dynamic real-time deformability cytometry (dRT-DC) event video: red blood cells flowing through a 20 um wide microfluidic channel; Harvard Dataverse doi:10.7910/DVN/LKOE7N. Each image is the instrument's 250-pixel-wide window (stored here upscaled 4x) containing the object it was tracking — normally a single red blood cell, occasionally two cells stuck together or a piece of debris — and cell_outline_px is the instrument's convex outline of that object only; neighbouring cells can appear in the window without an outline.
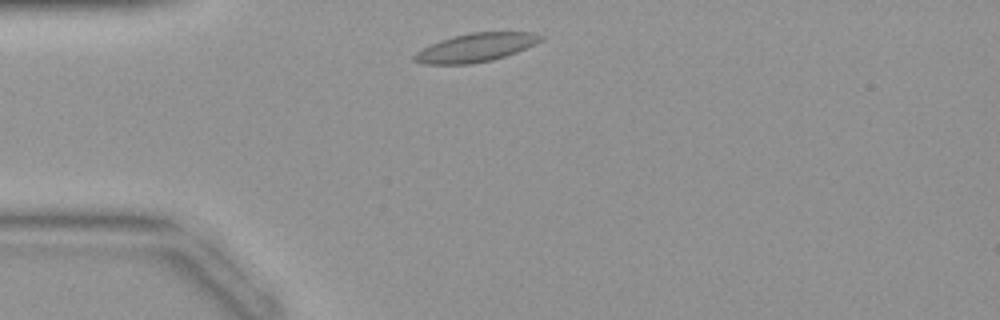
{"species": "common noctule bat (a hibernating species)", "species_latin": "Nyctalus noctula", "temperature_condition": "warm", "stored_images_in_passage": 34, "camera_frame_rate_fps": 3000, "um_per_image_px": 0.085, "animal": {"sex": "female", "body_mass_g": 19.9}, "frame": {"image": 1, "passage_image": 2, "time_ms": 0.333, "image_size_px": [1000, 320], "cell_outline_px": [[544, 36], [536, 44], [516, 52], [492, 60], [472, 64], [424, 64], [412, 60], [412, 56], [416, 52], [440, 40], [452, 36], [472, 32], [532, 32]], "centroid_in_image_um": [40.42, 4.04], "position_along_channel_um": 44.6, "area_um2": 20.92}}
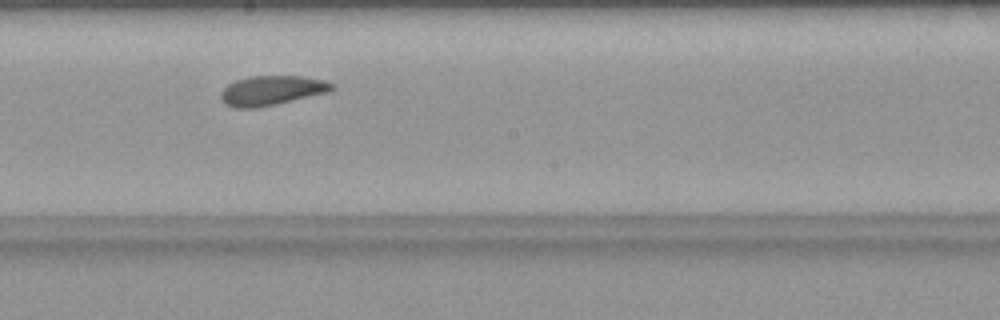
{"frame": {"image": 2, "passage_image": 15, "time_ms": 4.667, "image_size_px": [1000, 320], "cell_outline_px": [[336, 88], [332, 92], [276, 104], [256, 108], [236, 108], [224, 104], [220, 100], [220, 92], [228, 84], [236, 80], [252, 76], [304, 76], [324, 80], [336, 84]], "centroid_in_image_um": [23.14, 7.69], "position_along_channel_um": 225.1, "area_um2": 19.54}}
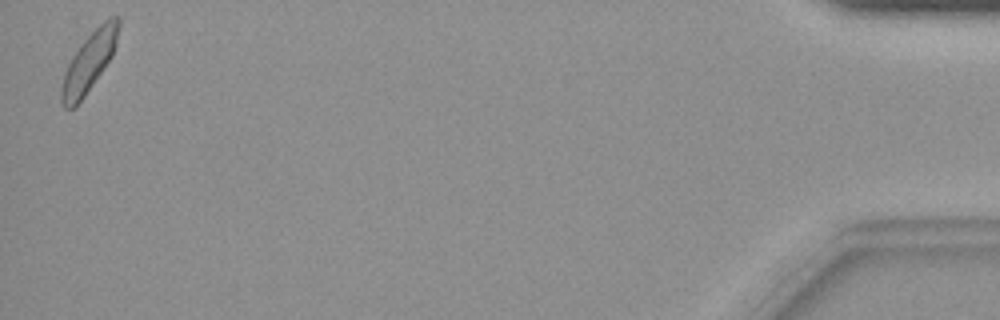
{"frame": {"image": 3, "passage_image": 34, "time_ms": 11.0, "image_size_px": [1000, 320], "cell_outline_px": [[120, 24], [116, 44], [112, 56], [84, 96], [72, 108], [64, 108], [60, 100], [60, 88], [64, 72], [72, 56], [80, 44], [108, 16], [120, 16]], "centroid_in_image_um": [7.57, 5.23], "position_along_channel_um": 427.6, "area_um2": 19.54}}